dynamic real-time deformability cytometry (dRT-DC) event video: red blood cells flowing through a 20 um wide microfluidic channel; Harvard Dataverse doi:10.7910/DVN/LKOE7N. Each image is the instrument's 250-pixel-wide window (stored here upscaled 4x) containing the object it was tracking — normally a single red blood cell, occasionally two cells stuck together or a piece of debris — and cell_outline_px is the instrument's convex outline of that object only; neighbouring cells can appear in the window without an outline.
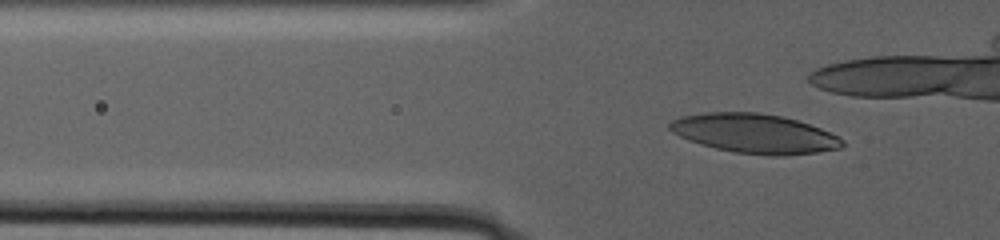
{"species": "human", "species_latin": "Homo sapiens", "temperature_condition": "warm", "stored_images_in_passage": 87, "camera_frame_rate_fps": 3000, "um_per_image_px": 0.085, "donor": {"sex": "male"}, "frame": {"image": 1, "passage_image": 40, "time_ms": 13.0, "image_size_px": [1000, 240], "cell_outline_px": [[844, 144], [840, 148], [816, 152], [780, 156], [768, 156], [732, 152], [700, 144], [688, 140], [672, 132], [668, 128], [668, 124], [672, 120], [680, 116], [708, 112], [760, 112], [784, 116], [820, 128], [840, 136], [844, 140]], "centroid_in_image_um": [64.13, 11.35], "position_along_channel_um": 61.7, "area_um2": 39.82}}
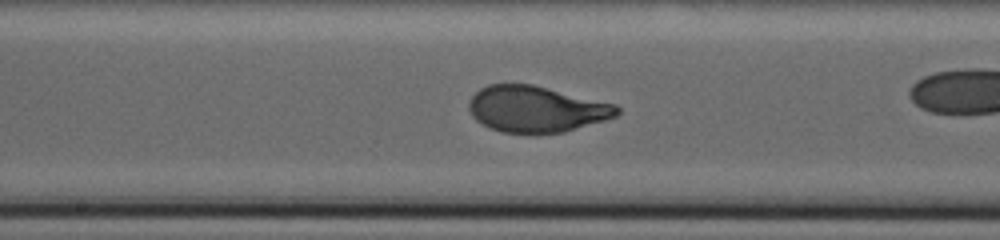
{"frame": {"image": 2, "passage_image": 62, "time_ms": 20.333, "image_size_px": [1000, 240], "cell_outline_px": [[620, 112], [616, 116], [604, 120], [564, 132], [500, 132], [488, 128], [476, 120], [472, 116], [468, 108], [468, 100], [480, 88], [488, 84], [532, 84], [616, 104], [620, 108]], "centroid_in_image_um": [45.55, 9.26], "position_along_channel_um": 202.6, "area_um2": 39.71}}
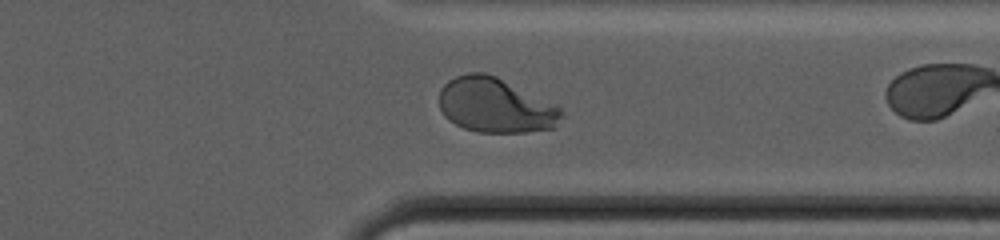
{"frame": {"image": 3, "passage_image": 85, "time_ms": 28.0, "image_size_px": [1000, 240], "cell_outline_px": [[564, 116], [556, 128], [524, 132], [480, 132], [464, 128], [448, 120], [444, 116], [440, 108], [440, 88], [448, 80], [456, 76], [468, 72], [484, 72], [496, 76], [556, 104], [564, 112]], "centroid_in_image_um": [42.14, 8.95], "position_along_channel_um": 369.3, "area_um2": 39.3}}